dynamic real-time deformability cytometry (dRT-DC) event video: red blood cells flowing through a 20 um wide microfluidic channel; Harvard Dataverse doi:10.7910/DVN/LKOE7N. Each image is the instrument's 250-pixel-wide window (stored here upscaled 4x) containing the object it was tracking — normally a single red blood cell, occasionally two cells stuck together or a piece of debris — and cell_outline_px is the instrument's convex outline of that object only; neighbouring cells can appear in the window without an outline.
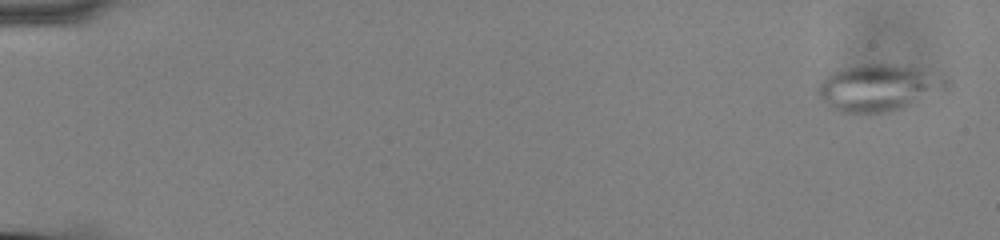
{"species": "common noctule bat (a hibernating species)", "species_latin": "Nyctalus noctula", "temperature_condition": "cold", "stored_images_in_passage": 57, "camera_frame_rate_fps": 3000, "um_per_image_px": 0.085, "animal": {"sex": "male", "body_mass_g": 13.0, "forearm_length_mm": 53.1}, "frame": {"image": 1, "passage_image": 2, "time_ms": 0.333, "image_size_px": [1000, 240], "cell_outline_px": [[952, 84], [948, 92], [900, 108], [884, 112], [840, 112], [828, 108], [816, 96], [816, 88], [832, 72], [840, 68], [864, 64], [888, 64], [912, 68], [948, 80]], "centroid_in_image_um": [74.65, 7.49], "position_along_channel_um": 10.3, "area_um2": 35.03}}
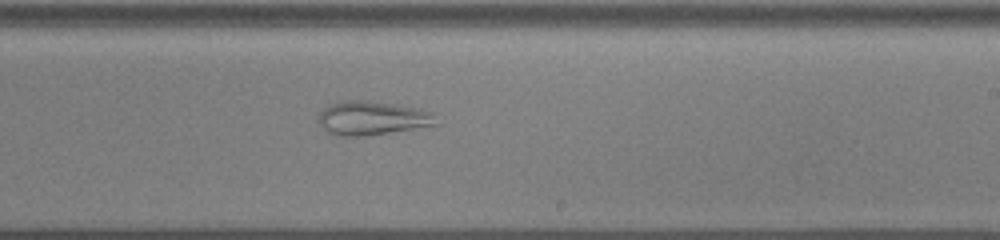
{"frame": {"image": 2, "passage_image": 36, "time_ms": 11.667, "image_size_px": [1000, 240], "cell_outline_px": [[440, 124], [364, 136], [340, 136], [328, 132], [316, 120], [320, 112], [324, 108], [332, 104], [344, 100], [368, 100], [396, 104], [420, 108], [432, 112]], "centroid_in_image_um": [31.64, 10.03], "position_along_channel_um": 257.4, "area_um2": 23.29}}
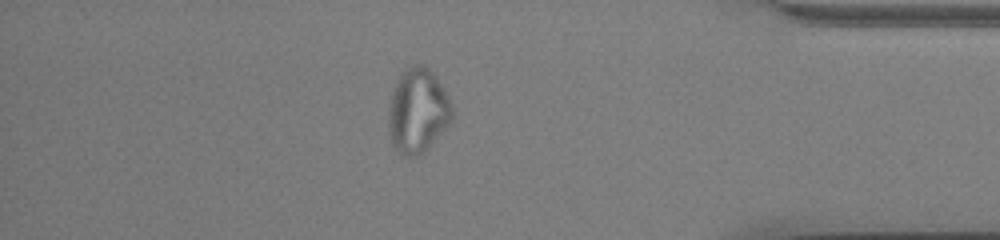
{"frame": {"image": 3, "passage_image": 50, "time_ms": 16.333, "image_size_px": [1000, 240], "cell_outline_px": [[452, 120], [428, 148], [424, 152], [416, 156], [404, 156], [392, 144], [388, 124], [388, 104], [396, 80], [400, 72], [408, 64], [424, 64], [436, 76], [444, 88], [452, 104]], "centroid_in_image_um": [35.49, 9.36], "position_along_channel_um": 399.7, "area_um2": 31.67}}